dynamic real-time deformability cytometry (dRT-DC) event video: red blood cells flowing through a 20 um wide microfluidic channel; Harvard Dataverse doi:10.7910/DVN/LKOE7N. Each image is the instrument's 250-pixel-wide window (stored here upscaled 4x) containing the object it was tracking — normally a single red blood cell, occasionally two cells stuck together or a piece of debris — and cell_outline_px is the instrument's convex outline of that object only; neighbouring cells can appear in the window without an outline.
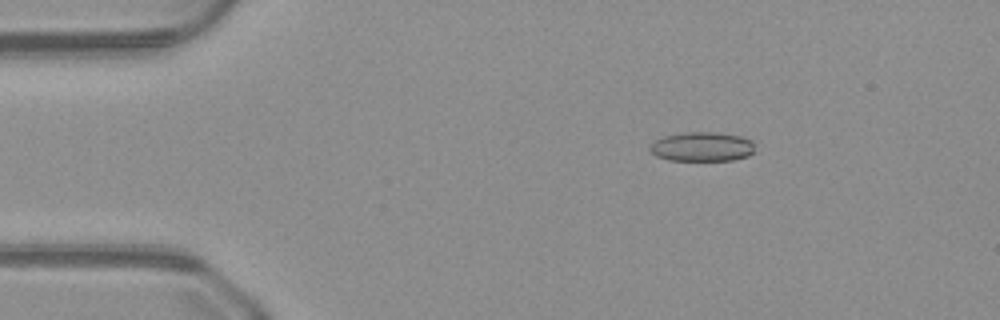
{"species": "common noctule bat (a hibernating species)", "species_latin": "Nyctalus noctula", "temperature_condition": "warm", "stored_images_in_passage": 45, "camera_frame_rate_fps": 3000, "um_per_image_px": 0.085, "animal": {"sex": "male", "body_mass_g": 23.1, "forearm_length_mm": 52.7}, "frame": {"image": 1, "passage_image": 3, "time_ms": 0.667, "image_size_px": [1000, 320], "cell_outline_px": [[752, 152], [748, 156], [732, 160], [668, 160], [656, 156], [648, 148], [656, 140], [664, 136], [688, 132], [716, 132], [740, 136], [752, 140]], "centroid_in_image_um": [59.66, 12.47], "position_along_channel_um": 25.3, "area_um2": 17.74}}
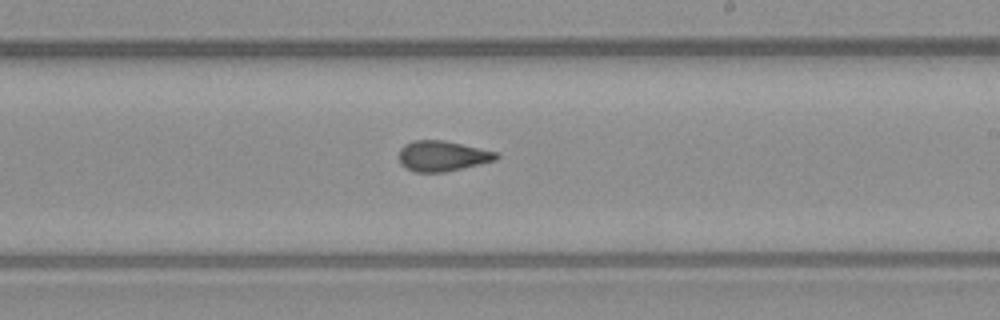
{"frame": {"image": 2, "passage_image": 24, "time_ms": 7.667, "image_size_px": [1000, 320], "cell_outline_px": [[500, 156], [496, 160], [444, 172], [416, 172], [404, 168], [400, 164], [400, 148], [404, 144], [412, 140], [444, 140], [496, 152]], "centroid_in_image_um": [37.56, 13.26], "position_along_channel_um": 251.4, "area_um2": 17.17}}
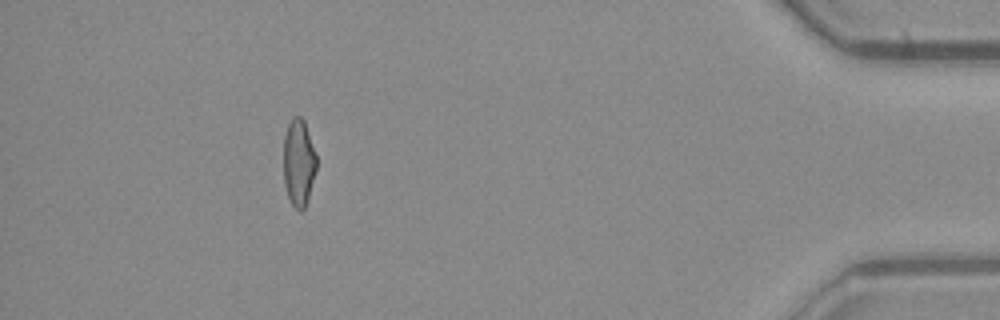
{"frame": {"image": 3, "passage_image": 40, "time_ms": 13.0, "image_size_px": [1000, 320], "cell_outline_px": [[316, 172], [304, 208], [300, 212], [292, 204], [288, 196], [284, 184], [284, 136], [288, 124], [292, 116], [300, 116], [304, 120], [316, 156]], "centroid_in_image_um": [25.38, 13.8], "position_along_channel_um": 409.8, "area_um2": 16.53}}